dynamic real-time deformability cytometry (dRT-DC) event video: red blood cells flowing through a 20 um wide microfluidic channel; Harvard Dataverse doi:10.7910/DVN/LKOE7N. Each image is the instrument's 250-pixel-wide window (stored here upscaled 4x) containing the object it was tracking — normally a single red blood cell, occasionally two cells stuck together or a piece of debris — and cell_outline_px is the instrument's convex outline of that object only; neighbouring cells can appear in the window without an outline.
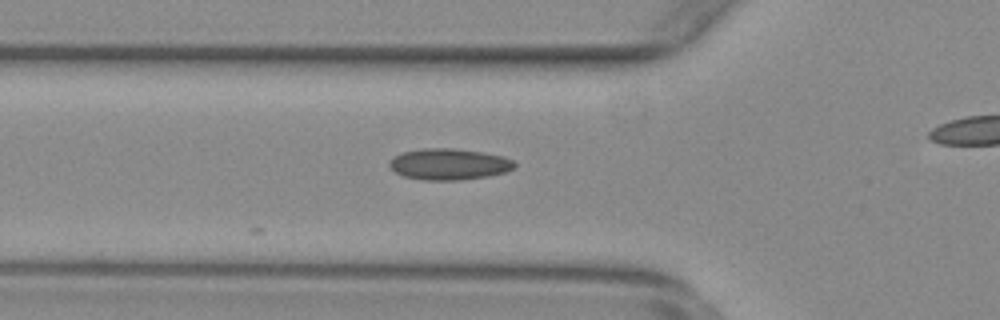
{"species": "common noctule bat (a hibernating species)", "species_latin": "Nyctalus noctula", "temperature_condition": "warm", "stored_images_in_passage": 14, "camera_frame_rate_fps": 3000, "um_per_image_px": 0.085, "animal": {"sex": "female", "body_mass_g": 29.2, "forearm_length_mm": 56.3}, "frame": {"image": 1, "passage_image": 2, "time_ms": 0.333, "image_size_px": [1000, 320], "cell_outline_px": [[516, 168], [508, 172], [488, 176], [460, 180], [420, 180], [404, 176], [396, 172], [388, 164], [388, 160], [392, 156], [404, 152], [424, 148], [452, 148], [484, 152], [504, 156], [512, 160], [516, 164]], "centroid_in_image_um": [38.19, 13.95], "position_along_channel_um": 87.6, "area_um2": 23.06}}
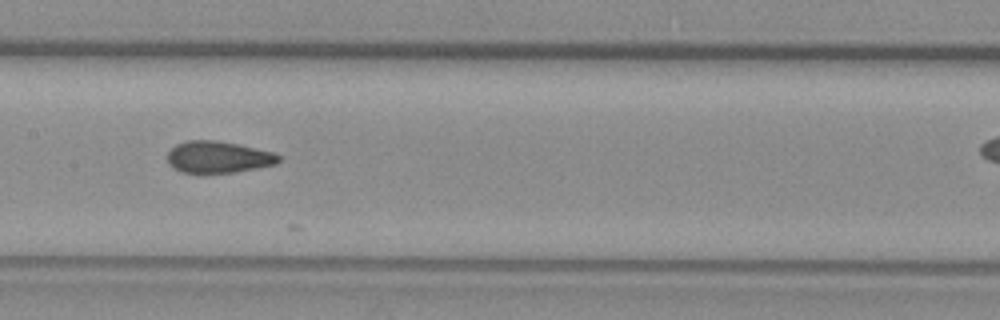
{"frame": {"image": 2, "passage_image": 10, "time_ms": 3.0, "image_size_px": [1000, 320], "cell_outline_px": [[280, 160], [276, 164], [236, 172], [180, 172], [172, 168], [168, 164], [168, 152], [176, 144], [188, 140], [216, 140], [236, 144], [272, 152], [280, 156]], "centroid_in_image_um": [18.51, 13.35], "position_along_channel_um": 188.9, "area_um2": 20.35}}
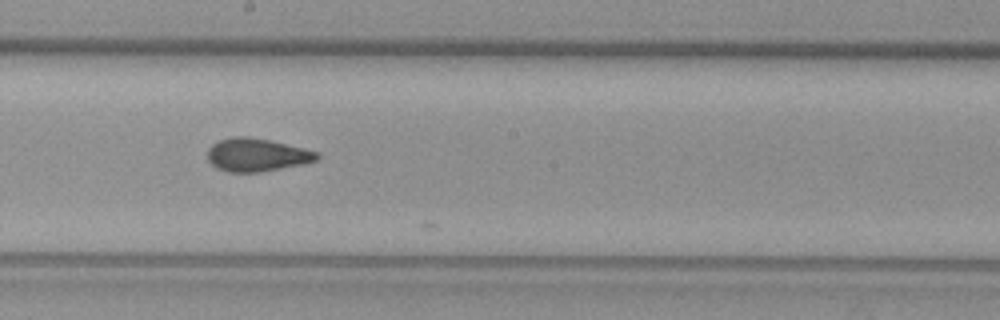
{"frame": {"image": 3, "passage_image": 13, "time_ms": 4.0, "image_size_px": [1000, 320], "cell_outline_px": [[320, 156], [316, 160], [304, 164], [260, 172], [228, 172], [216, 168], [208, 160], [208, 148], [212, 144], [220, 140], [232, 136], [248, 136], [268, 140], [304, 148], [320, 152]], "centroid_in_image_um": [21.83, 13.16], "position_along_channel_um": 226.4, "area_um2": 21.15}}